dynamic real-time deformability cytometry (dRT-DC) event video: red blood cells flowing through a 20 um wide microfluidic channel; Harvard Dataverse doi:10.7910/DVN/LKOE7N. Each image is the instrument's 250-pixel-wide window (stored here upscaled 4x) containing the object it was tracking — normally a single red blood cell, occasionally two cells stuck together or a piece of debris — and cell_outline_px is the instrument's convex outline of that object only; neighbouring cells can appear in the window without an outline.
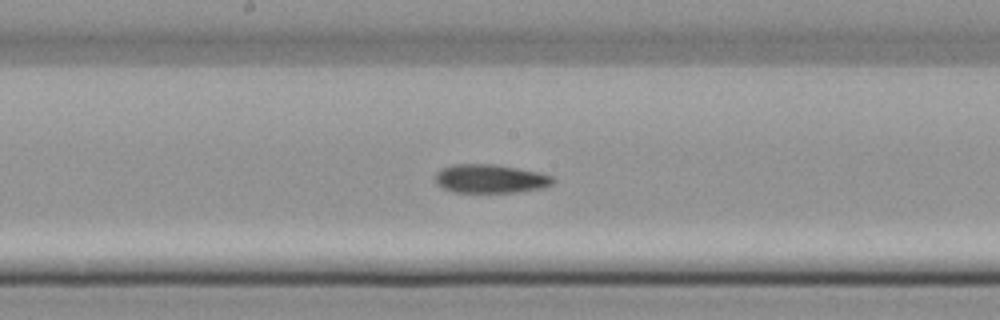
{"species": "common noctule bat (a hibernating species)", "species_latin": "Nyctalus noctula", "temperature_condition": "cold", "stored_images_in_passage": 36, "camera_frame_rate_fps": 3000, "um_per_image_px": 0.085, "animal": {"sex": "female", "body_mass_g": 22.7, "forearm_length_mm": 54.2}, "frame": {"image": 1, "passage_image": 22, "time_ms": 7.0, "image_size_px": [1000, 320], "cell_outline_px": [[556, 180], [552, 184], [544, 188], [516, 192], [452, 192], [436, 184], [436, 172], [440, 168], [452, 164], [496, 164], [536, 172], [552, 176]], "centroid_in_image_um": [41.66, 15.19], "position_along_channel_um": 206.5, "area_um2": 19.71}}
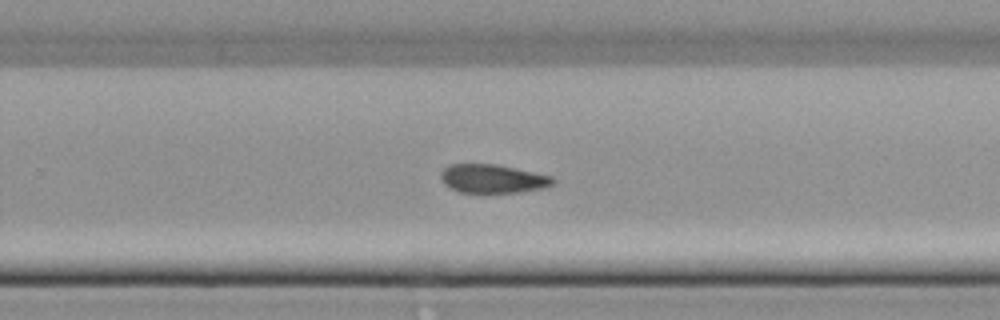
{"frame": {"image": 2, "passage_image": 28, "time_ms": 9.0, "image_size_px": [1000, 320], "cell_outline_px": [[556, 184], [544, 188], [520, 192], [484, 196], [460, 192], [444, 184], [440, 180], [440, 172], [448, 164], [496, 164], [552, 176], [556, 180]], "centroid_in_image_um": [41.87, 15.24], "position_along_channel_um": 287.9, "area_um2": 19.65}}
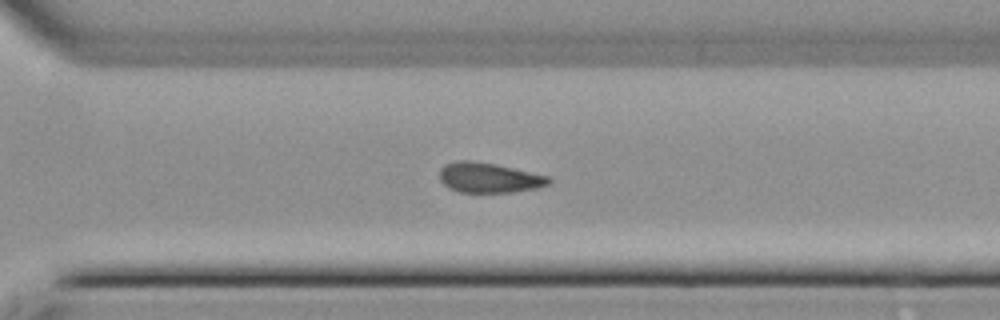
{"frame": {"image": 3, "passage_image": 31, "time_ms": 10.0, "image_size_px": [1000, 320], "cell_outline_px": [[552, 180], [548, 184], [536, 188], [512, 192], [460, 192], [448, 188], [440, 180], [440, 168], [444, 164], [456, 160], [472, 160], [496, 164], [548, 176]], "centroid_in_image_um": [41.52, 15.09], "position_along_channel_um": 329.1, "area_um2": 19.13}}